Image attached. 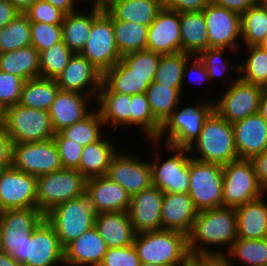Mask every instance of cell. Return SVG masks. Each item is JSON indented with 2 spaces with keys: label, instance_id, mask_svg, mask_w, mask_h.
<instances>
[{
  "label": "cell",
  "instance_id": "25",
  "mask_svg": "<svg viewBox=\"0 0 267 266\" xmlns=\"http://www.w3.org/2000/svg\"><path fill=\"white\" fill-rule=\"evenodd\" d=\"M198 210L188 193H164L161 229L190 232Z\"/></svg>",
  "mask_w": 267,
  "mask_h": 266
},
{
  "label": "cell",
  "instance_id": "46",
  "mask_svg": "<svg viewBox=\"0 0 267 266\" xmlns=\"http://www.w3.org/2000/svg\"><path fill=\"white\" fill-rule=\"evenodd\" d=\"M74 53L62 41L39 53L40 77L55 79L68 65Z\"/></svg>",
  "mask_w": 267,
  "mask_h": 266
},
{
  "label": "cell",
  "instance_id": "26",
  "mask_svg": "<svg viewBox=\"0 0 267 266\" xmlns=\"http://www.w3.org/2000/svg\"><path fill=\"white\" fill-rule=\"evenodd\" d=\"M107 249L97 229L92 227L64 248V266H99Z\"/></svg>",
  "mask_w": 267,
  "mask_h": 266
},
{
  "label": "cell",
  "instance_id": "3",
  "mask_svg": "<svg viewBox=\"0 0 267 266\" xmlns=\"http://www.w3.org/2000/svg\"><path fill=\"white\" fill-rule=\"evenodd\" d=\"M191 158L204 163L228 164L239 159L232 123L215 111L206 119L199 137L188 148ZM193 151L196 156L193 155Z\"/></svg>",
  "mask_w": 267,
  "mask_h": 266
},
{
  "label": "cell",
  "instance_id": "43",
  "mask_svg": "<svg viewBox=\"0 0 267 266\" xmlns=\"http://www.w3.org/2000/svg\"><path fill=\"white\" fill-rule=\"evenodd\" d=\"M140 126L147 140H156L161 124L153 116L145 93L131 96L130 126Z\"/></svg>",
  "mask_w": 267,
  "mask_h": 266
},
{
  "label": "cell",
  "instance_id": "8",
  "mask_svg": "<svg viewBox=\"0 0 267 266\" xmlns=\"http://www.w3.org/2000/svg\"><path fill=\"white\" fill-rule=\"evenodd\" d=\"M188 194L198 211L223 207V166L189 160Z\"/></svg>",
  "mask_w": 267,
  "mask_h": 266
},
{
  "label": "cell",
  "instance_id": "29",
  "mask_svg": "<svg viewBox=\"0 0 267 266\" xmlns=\"http://www.w3.org/2000/svg\"><path fill=\"white\" fill-rule=\"evenodd\" d=\"M104 125L116 130L130 126L131 95L112 92L103 82L95 100ZM119 125V126H118Z\"/></svg>",
  "mask_w": 267,
  "mask_h": 266
},
{
  "label": "cell",
  "instance_id": "13",
  "mask_svg": "<svg viewBox=\"0 0 267 266\" xmlns=\"http://www.w3.org/2000/svg\"><path fill=\"white\" fill-rule=\"evenodd\" d=\"M12 166L34 177L63 169L53 138L45 141L13 143Z\"/></svg>",
  "mask_w": 267,
  "mask_h": 266
},
{
  "label": "cell",
  "instance_id": "11",
  "mask_svg": "<svg viewBox=\"0 0 267 266\" xmlns=\"http://www.w3.org/2000/svg\"><path fill=\"white\" fill-rule=\"evenodd\" d=\"M214 102V111L229 123H235L258 113L264 88L237 77Z\"/></svg>",
  "mask_w": 267,
  "mask_h": 266
},
{
  "label": "cell",
  "instance_id": "69",
  "mask_svg": "<svg viewBox=\"0 0 267 266\" xmlns=\"http://www.w3.org/2000/svg\"><path fill=\"white\" fill-rule=\"evenodd\" d=\"M256 5L259 6H266L267 5V0H255Z\"/></svg>",
  "mask_w": 267,
  "mask_h": 266
},
{
  "label": "cell",
  "instance_id": "42",
  "mask_svg": "<svg viewBox=\"0 0 267 266\" xmlns=\"http://www.w3.org/2000/svg\"><path fill=\"white\" fill-rule=\"evenodd\" d=\"M231 260L242 262L246 266L267 265V238L243 239L237 238L227 252Z\"/></svg>",
  "mask_w": 267,
  "mask_h": 266
},
{
  "label": "cell",
  "instance_id": "16",
  "mask_svg": "<svg viewBox=\"0 0 267 266\" xmlns=\"http://www.w3.org/2000/svg\"><path fill=\"white\" fill-rule=\"evenodd\" d=\"M204 14L209 48L240 50L241 16L212 2L202 11Z\"/></svg>",
  "mask_w": 267,
  "mask_h": 266
},
{
  "label": "cell",
  "instance_id": "30",
  "mask_svg": "<svg viewBox=\"0 0 267 266\" xmlns=\"http://www.w3.org/2000/svg\"><path fill=\"white\" fill-rule=\"evenodd\" d=\"M163 7V0H116L105 11L115 20L149 27Z\"/></svg>",
  "mask_w": 267,
  "mask_h": 266
},
{
  "label": "cell",
  "instance_id": "18",
  "mask_svg": "<svg viewBox=\"0 0 267 266\" xmlns=\"http://www.w3.org/2000/svg\"><path fill=\"white\" fill-rule=\"evenodd\" d=\"M37 207L36 177L13 166L0 170V212Z\"/></svg>",
  "mask_w": 267,
  "mask_h": 266
},
{
  "label": "cell",
  "instance_id": "5",
  "mask_svg": "<svg viewBox=\"0 0 267 266\" xmlns=\"http://www.w3.org/2000/svg\"><path fill=\"white\" fill-rule=\"evenodd\" d=\"M96 213L86 194L65 201L45 214L63 248L94 227Z\"/></svg>",
  "mask_w": 267,
  "mask_h": 266
},
{
  "label": "cell",
  "instance_id": "20",
  "mask_svg": "<svg viewBox=\"0 0 267 266\" xmlns=\"http://www.w3.org/2000/svg\"><path fill=\"white\" fill-rule=\"evenodd\" d=\"M146 49L161 55L182 52L179 12L163 7L148 27Z\"/></svg>",
  "mask_w": 267,
  "mask_h": 266
},
{
  "label": "cell",
  "instance_id": "50",
  "mask_svg": "<svg viewBox=\"0 0 267 266\" xmlns=\"http://www.w3.org/2000/svg\"><path fill=\"white\" fill-rule=\"evenodd\" d=\"M25 80L0 71V106L7 109L19 103Z\"/></svg>",
  "mask_w": 267,
  "mask_h": 266
},
{
  "label": "cell",
  "instance_id": "23",
  "mask_svg": "<svg viewBox=\"0 0 267 266\" xmlns=\"http://www.w3.org/2000/svg\"><path fill=\"white\" fill-rule=\"evenodd\" d=\"M232 125L239 159L251 160L267 150V121L259 113Z\"/></svg>",
  "mask_w": 267,
  "mask_h": 266
},
{
  "label": "cell",
  "instance_id": "40",
  "mask_svg": "<svg viewBox=\"0 0 267 266\" xmlns=\"http://www.w3.org/2000/svg\"><path fill=\"white\" fill-rule=\"evenodd\" d=\"M102 127L105 130L104 122L97 111L92 112L84 119L77 123L68 126L60 131V133L68 139H71L75 143H79L83 147L92 144L100 140L102 136Z\"/></svg>",
  "mask_w": 267,
  "mask_h": 266
},
{
  "label": "cell",
  "instance_id": "28",
  "mask_svg": "<svg viewBox=\"0 0 267 266\" xmlns=\"http://www.w3.org/2000/svg\"><path fill=\"white\" fill-rule=\"evenodd\" d=\"M264 196L235 208L238 238H267V202Z\"/></svg>",
  "mask_w": 267,
  "mask_h": 266
},
{
  "label": "cell",
  "instance_id": "15",
  "mask_svg": "<svg viewBox=\"0 0 267 266\" xmlns=\"http://www.w3.org/2000/svg\"><path fill=\"white\" fill-rule=\"evenodd\" d=\"M102 73L121 59L113 33L112 17L105 11L93 21L91 33L80 52Z\"/></svg>",
  "mask_w": 267,
  "mask_h": 266
},
{
  "label": "cell",
  "instance_id": "39",
  "mask_svg": "<svg viewBox=\"0 0 267 266\" xmlns=\"http://www.w3.org/2000/svg\"><path fill=\"white\" fill-rule=\"evenodd\" d=\"M247 57L239 64L238 77L245 82L267 88V49L245 46Z\"/></svg>",
  "mask_w": 267,
  "mask_h": 266
},
{
  "label": "cell",
  "instance_id": "41",
  "mask_svg": "<svg viewBox=\"0 0 267 266\" xmlns=\"http://www.w3.org/2000/svg\"><path fill=\"white\" fill-rule=\"evenodd\" d=\"M266 33V6H252L241 15V42L244 46H258Z\"/></svg>",
  "mask_w": 267,
  "mask_h": 266
},
{
  "label": "cell",
  "instance_id": "68",
  "mask_svg": "<svg viewBox=\"0 0 267 266\" xmlns=\"http://www.w3.org/2000/svg\"><path fill=\"white\" fill-rule=\"evenodd\" d=\"M258 46L263 48V49H267V33H266L265 37L263 38L262 42Z\"/></svg>",
  "mask_w": 267,
  "mask_h": 266
},
{
  "label": "cell",
  "instance_id": "7",
  "mask_svg": "<svg viewBox=\"0 0 267 266\" xmlns=\"http://www.w3.org/2000/svg\"><path fill=\"white\" fill-rule=\"evenodd\" d=\"M267 193L259 183L251 160L223 165V207L236 208Z\"/></svg>",
  "mask_w": 267,
  "mask_h": 266
},
{
  "label": "cell",
  "instance_id": "21",
  "mask_svg": "<svg viewBox=\"0 0 267 266\" xmlns=\"http://www.w3.org/2000/svg\"><path fill=\"white\" fill-rule=\"evenodd\" d=\"M164 192L151 186L131 197L128 214L136 234L161 230Z\"/></svg>",
  "mask_w": 267,
  "mask_h": 266
},
{
  "label": "cell",
  "instance_id": "70",
  "mask_svg": "<svg viewBox=\"0 0 267 266\" xmlns=\"http://www.w3.org/2000/svg\"><path fill=\"white\" fill-rule=\"evenodd\" d=\"M139 266H161V265H154V264L140 262Z\"/></svg>",
  "mask_w": 267,
  "mask_h": 266
},
{
  "label": "cell",
  "instance_id": "49",
  "mask_svg": "<svg viewBox=\"0 0 267 266\" xmlns=\"http://www.w3.org/2000/svg\"><path fill=\"white\" fill-rule=\"evenodd\" d=\"M31 46L39 53L63 41L62 25L30 22Z\"/></svg>",
  "mask_w": 267,
  "mask_h": 266
},
{
  "label": "cell",
  "instance_id": "1",
  "mask_svg": "<svg viewBox=\"0 0 267 266\" xmlns=\"http://www.w3.org/2000/svg\"><path fill=\"white\" fill-rule=\"evenodd\" d=\"M237 238L235 208L218 207L207 209L198 211L192 228L187 234V248L190 255L199 253H227ZM211 246H220L226 249V251L220 250L218 247L217 251H215Z\"/></svg>",
  "mask_w": 267,
  "mask_h": 266
},
{
  "label": "cell",
  "instance_id": "36",
  "mask_svg": "<svg viewBox=\"0 0 267 266\" xmlns=\"http://www.w3.org/2000/svg\"><path fill=\"white\" fill-rule=\"evenodd\" d=\"M60 88L55 79L32 78L24 82L19 105L49 111Z\"/></svg>",
  "mask_w": 267,
  "mask_h": 266
},
{
  "label": "cell",
  "instance_id": "2",
  "mask_svg": "<svg viewBox=\"0 0 267 266\" xmlns=\"http://www.w3.org/2000/svg\"><path fill=\"white\" fill-rule=\"evenodd\" d=\"M134 248L140 262L161 266H185L190 261L187 235L176 230L138 233Z\"/></svg>",
  "mask_w": 267,
  "mask_h": 266
},
{
  "label": "cell",
  "instance_id": "61",
  "mask_svg": "<svg viewBox=\"0 0 267 266\" xmlns=\"http://www.w3.org/2000/svg\"><path fill=\"white\" fill-rule=\"evenodd\" d=\"M54 7L60 9L65 14H69L78 10L79 7L76 0H44ZM77 5V6H76Z\"/></svg>",
  "mask_w": 267,
  "mask_h": 266
},
{
  "label": "cell",
  "instance_id": "17",
  "mask_svg": "<svg viewBox=\"0 0 267 266\" xmlns=\"http://www.w3.org/2000/svg\"><path fill=\"white\" fill-rule=\"evenodd\" d=\"M106 176L119 184L132 197L152 186L150 161L139 160L126 152H117L108 167Z\"/></svg>",
  "mask_w": 267,
  "mask_h": 266
},
{
  "label": "cell",
  "instance_id": "34",
  "mask_svg": "<svg viewBox=\"0 0 267 266\" xmlns=\"http://www.w3.org/2000/svg\"><path fill=\"white\" fill-rule=\"evenodd\" d=\"M155 76L132 73L121 60L103 73L102 82L112 91L127 95L145 93Z\"/></svg>",
  "mask_w": 267,
  "mask_h": 266
},
{
  "label": "cell",
  "instance_id": "38",
  "mask_svg": "<svg viewBox=\"0 0 267 266\" xmlns=\"http://www.w3.org/2000/svg\"><path fill=\"white\" fill-rule=\"evenodd\" d=\"M112 22L116 46L121 56L146 49L148 39L147 26L113 18Z\"/></svg>",
  "mask_w": 267,
  "mask_h": 266
},
{
  "label": "cell",
  "instance_id": "27",
  "mask_svg": "<svg viewBox=\"0 0 267 266\" xmlns=\"http://www.w3.org/2000/svg\"><path fill=\"white\" fill-rule=\"evenodd\" d=\"M94 227L108 248H122L134 243L136 232L128 212L98 213Z\"/></svg>",
  "mask_w": 267,
  "mask_h": 266
},
{
  "label": "cell",
  "instance_id": "37",
  "mask_svg": "<svg viewBox=\"0 0 267 266\" xmlns=\"http://www.w3.org/2000/svg\"><path fill=\"white\" fill-rule=\"evenodd\" d=\"M151 112L163 125L182 100V88H171L152 82L145 91Z\"/></svg>",
  "mask_w": 267,
  "mask_h": 266
},
{
  "label": "cell",
  "instance_id": "10",
  "mask_svg": "<svg viewBox=\"0 0 267 266\" xmlns=\"http://www.w3.org/2000/svg\"><path fill=\"white\" fill-rule=\"evenodd\" d=\"M5 129L13 143L45 141L55 134L47 111L19 104L5 109Z\"/></svg>",
  "mask_w": 267,
  "mask_h": 266
},
{
  "label": "cell",
  "instance_id": "67",
  "mask_svg": "<svg viewBox=\"0 0 267 266\" xmlns=\"http://www.w3.org/2000/svg\"><path fill=\"white\" fill-rule=\"evenodd\" d=\"M77 1V3H81V2H86V4L88 3H90V4H92L90 7H93V8H97V0H76Z\"/></svg>",
  "mask_w": 267,
  "mask_h": 266
},
{
  "label": "cell",
  "instance_id": "57",
  "mask_svg": "<svg viewBox=\"0 0 267 266\" xmlns=\"http://www.w3.org/2000/svg\"><path fill=\"white\" fill-rule=\"evenodd\" d=\"M13 141L4 128L0 130V170L12 166Z\"/></svg>",
  "mask_w": 267,
  "mask_h": 266
},
{
  "label": "cell",
  "instance_id": "56",
  "mask_svg": "<svg viewBox=\"0 0 267 266\" xmlns=\"http://www.w3.org/2000/svg\"><path fill=\"white\" fill-rule=\"evenodd\" d=\"M163 1L165 8L177 11L179 13L203 11L212 2V0H163Z\"/></svg>",
  "mask_w": 267,
  "mask_h": 266
},
{
  "label": "cell",
  "instance_id": "14",
  "mask_svg": "<svg viewBox=\"0 0 267 266\" xmlns=\"http://www.w3.org/2000/svg\"><path fill=\"white\" fill-rule=\"evenodd\" d=\"M64 265V248L53 226L44 218L22 245V266Z\"/></svg>",
  "mask_w": 267,
  "mask_h": 266
},
{
  "label": "cell",
  "instance_id": "32",
  "mask_svg": "<svg viewBox=\"0 0 267 266\" xmlns=\"http://www.w3.org/2000/svg\"><path fill=\"white\" fill-rule=\"evenodd\" d=\"M75 11L66 14L62 22L63 42L73 53H80L91 33L93 21L103 12L93 8L91 12Z\"/></svg>",
  "mask_w": 267,
  "mask_h": 266
},
{
  "label": "cell",
  "instance_id": "4",
  "mask_svg": "<svg viewBox=\"0 0 267 266\" xmlns=\"http://www.w3.org/2000/svg\"><path fill=\"white\" fill-rule=\"evenodd\" d=\"M190 105L193 106H186L181 109L179 105L177 106L161 126L157 139L150 140L153 146L161 145L160 142L163 140L165 141L164 144L177 148H189L193 144L199 137L206 119L214 111V102L213 100H201Z\"/></svg>",
  "mask_w": 267,
  "mask_h": 266
},
{
  "label": "cell",
  "instance_id": "64",
  "mask_svg": "<svg viewBox=\"0 0 267 266\" xmlns=\"http://www.w3.org/2000/svg\"><path fill=\"white\" fill-rule=\"evenodd\" d=\"M258 113L267 121V88H264L261 95Z\"/></svg>",
  "mask_w": 267,
  "mask_h": 266
},
{
  "label": "cell",
  "instance_id": "44",
  "mask_svg": "<svg viewBox=\"0 0 267 266\" xmlns=\"http://www.w3.org/2000/svg\"><path fill=\"white\" fill-rule=\"evenodd\" d=\"M191 56L185 52L161 55L154 82L171 88H182L183 70Z\"/></svg>",
  "mask_w": 267,
  "mask_h": 266
},
{
  "label": "cell",
  "instance_id": "51",
  "mask_svg": "<svg viewBox=\"0 0 267 266\" xmlns=\"http://www.w3.org/2000/svg\"><path fill=\"white\" fill-rule=\"evenodd\" d=\"M23 14L30 22L62 24L65 13L49 2L37 0Z\"/></svg>",
  "mask_w": 267,
  "mask_h": 266
},
{
  "label": "cell",
  "instance_id": "35",
  "mask_svg": "<svg viewBox=\"0 0 267 266\" xmlns=\"http://www.w3.org/2000/svg\"><path fill=\"white\" fill-rule=\"evenodd\" d=\"M0 71L25 81L40 77L39 52L33 46L0 53Z\"/></svg>",
  "mask_w": 267,
  "mask_h": 266
},
{
  "label": "cell",
  "instance_id": "52",
  "mask_svg": "<svg viewBox=\"0 0 267 266\" xmlns=\"http://www.w3.org/2000/svg\"><path fill=\"white\" fill-rule=\"evenodd\" d=\"M53 140L57 146L63 169L78 170L83 146L65 138L60 132L54 134Z\"/></svg>",
  "mask_w": 267,
  "mask_h": 266
},
{
  "label": "cell",
  "instance_id": "71",
  "mask_svg": "<svg viewBox=\"0 0 267 266\" xmlns=\"http://www.w3.org/2000/svg\"><path fill=\"white\" fill-rule=\"evenodd\" d=\"M185 266H195L191 261H189Z\"/></svg>",
  "mask_w": 267,
  "mask_h": 266
},
{
  "label": "cell",
  "instance_id": "6",
  "mask_svg": "<svg viewBox=\"0 0 267 266\" xmlns=\"http://www.w3.org/2000/svg\"><path fill=\"white\" fill-rule=\"evenodd\" d=\"M87 179L73 169H61L36 177L37 208L45 215L52 208L86 192Z\"/></svg>",
  "mask_w": 267,
  "mask_h": 266
},
{
  "label": "cell",
  "instance_id": "12",
  "mask_svg": "<svg viewBox=\"0 0 267 266\" xmlns=\"http://www.w3.org/2000/svg\"><path fill=\"white\" fill-rule=\"evenodd\" d=\"M165 148L168 153H172L170 156L165 160L158 156L150 162L152 185L164 193H188L189 160L191 159L188 148H177L167 144Z\"/></svg>",
  "mask_w": 267,
  "mask_h": 266
},
{
  "label": "cell",
  "instance_id": "22",
  "mask_svg": "<svg viewBox=\"0 0 267 266\" xmlns=\"http://www.w3.org/2000/svg\"><path fill=\"white\" fill-rule=\"evenodd\" d=\"M96 214L102 212H128L131 196L107 176L88 178L86 192Z\"/></svg>",
  "mask_w": 267,
  "mask_h": 266
},
{
  "label": "cell",
  "instance_id": "33",
  "mask_svg": "<svg viewBox=\"0 0 267 266\" xmlns=\"http://www.w3.org/2000/svg\"><path fill=\"white\" fill-rule=\"evenodd\" d=\"M180 35L182 52L198 55L209 48L207 26L202 11L180 13Z\"/></svg>",
  "mask_w": 267,
  "mask_h": 266
},
{
  "label": "cell",
  "instance_id": "58",
  "mask_svg": "<svg viewBox=\"0 0 267 266\" xmlns=\"http://www.w3.org/2000/svg\"><path fill=\"white\" fill-rule=\"evenodd\" d=\"M212 3L233 11L240 16L250 7L255 6V0H212Z\"/></svg>",
  "mask_w": 267,
  "mask_h": 266
},
{
  "label": "cell",
  "instance_id": "60",
  "mask_svg": "<svg viewBox=\"0 0 267 266\" xmlns=\"http://www.w3.org/2000/svg\"><path fill=\"white\" fill-rule=\"evenodd\" d=\"M20 13L8 0H0V29H3Z\"/></svg>",
  "mask_w": 267,
  "mask_h": 266
},
{
  "label": "cell",
  "instance_id": "65",
  "mask_svg": "<svg viewBox=\"0 0 267 266\" xmlns=\"http://www.w3.org/2000/svg\"><path fill=\"white\" fill-rule=\"evenodd\" d=\"M114 1L116 0H97V8L105 10Z\"/></svg>",
  "mask_w": 267,
  "mask_h": 266
},
{
  "label": "cell",
  "instance_id": "54",
  "mask_svg": "<svg viewBox=\"0 0 267 266\" xmlns=\"http://www.w3.org/2000/svg\"><path fill=\"white\" fill-rule=\"evenodd\" d=\"M192 59V60H191ZM196 73V74H195ZM194 75H197L196 78ZM196 82H194V80ZM186 78H189V82H193L195 85H202L205 83H212V81L209 80V74L207 72V69L205 68L203 62L199 59L197 55H192L185 64L184 70H183V81H182V95L183 90L186 82ZM192 79V80H191ZM209 81V82H208Z\"/></svg>",
  "mask_w": 267,
  "mask_h": 266
},
{
  "label": "cell",
  "instance_id": "59",
  "mask_svg": "<svg viewBox=\"0 0 267 266\" xmlns=\"http://www.w3.org/2000/svg\"><path fill=\"white\" fill-rule=\"evenodd\" d=\"M259 183L267 191V150L251 159Z\"/></svg>",
  "mask_w": 267,
  "mask_h": 266
},
{
  "label": "cell",
  "instance_id": "55",
  "mask_svg": "<svg viewBox=\"0 0 267 266\" xmlns=\"http://www.w3.org/2000/svg\"><path fill=\"white\" fill-rule=\"evenodd\" d=\"M195 266H234L227 253H199L190 255Z\"/></svg>",
  "mask_w": 267,
  "mask_h": 266
},
{
  "label": "cell",
  "instance_id": "9",
  "mask_svg": "<svg viewBox=\"0 0 267 266\" xmlns=\"http://www.w3.org/2000/svg\"><path fill=\"white\" fill-rule=\"evenodd\" d=\"M45 218L37 208L8 209L0 212V251L22 265V245Z\"/></svg>",
  "mask_w": 267,
  "mask_h": 266
},
{
  "label": "cell",
  "instance_id": "53",
  "mask_svg": "<svg viewBox=\"0 0 267 266\" xmlns=\"http://www.w3.org/2000/svg\"><path fill=\"white\" fill-rule=\"evenodd\" d=\"M140 259L131 244L122 248H108L99 266H139Z\"/></svg>",
  "mask_w": 267,
  "mask_h": 266
},
{
  "label": "cell",
  "instance_id": "62",
  "mask_svg": "<svg viewBox=\"0 0 267 266\" xmlns=\"http://www.w3.org/2000/svg\"><path fill=\"white\" fill-rule=\"evenodd\" d=\"M19 12L23 13L37 0H8Z\"/></svg>",
  "mask_w": 267,
  "mask_h": 266
},
{
  "label": "cell",
  "instance_id": "24",
  "mask_svg": "<svg viewBox=\"0 0 267 266\" xmlns=\"http://www.w3.org/2000/svg\"><path fill=\"white\" fill-rule=\"evenodd\" d=\"M91 99L85 94L59 90L48 111L54 132L58 133L86 118L93 110L88 108Z\"/></svg>",
  "mask_w": 267,
  "mask_h": 266
},
{
  "label": "cell",
  "instance_id": "45",
  "mask_svg": "<svg viewBox=\"0 0 267 266\" xmlns=\"http://www.w3.org/2000/svg\"><path fill=\"white\" fill-rule=\"evenodd\" d=\"M31 46L30 21L20 13L2 29L0 53Z\"/></svg>",
  "mask_w": 267,
  "mask_h": 266
},
{
  "label": "cell",
  "instance_id": "66",
  "mask_svg": "<svg viewBox=\"0 0 267 266\" xmlns=\"http://www.w3.org/2000/svg\"><path fill=\"white\" fill-rule=\"evenodd\" d=\"M5 128V109L0 106V130Z\"/></svg>",
  "mask_w": 267,
  "mask_h": 266
},
{
  "label": "cell",
  "instance_id": "63",
  "mask_svg": "<svg viewBox=\"0 0 267 266\" xmlns=\"http://www.w3.org/2000/svg\"><path fill=\"white\" fill-rule=\"evenodd\" d=\"M0 266H22L12 256L0 251Z\"/></svg>",
  "mask_w": 267,
  "mask_h": 266
},
{
  "label": "cell",
  "instance_id": "47",
  "mask_svg": "<svg viewBox=\"0 0 267 266\" xmlns=\"http://www.w3.org/2000/svg\"><path fill=\"white\" fill-rule=\"evenodd\" d=\"M228 50V51H227ZM232 52L233 55H235L234 53H238L235 50L232 49H227V48H208L204 51H201L197 56L199 57V59L203 62L205 68L207 69V72L209 74V80H214L217 77L222 78L223 76L226 77L224 78V82H228L231 80L232 78V82L233 81V76L228 74V71H232L233 69H235L234 73L239 75V63L238 64H234L230 65V58L229 57H223V55H225V52ZM227 71V72H225ZM230 77V78H229ZM228 78V79H227ZM227 80V81H225Z\"/></svg>",
  "mask_w": 267,
  "mask_h": 266
},
{
  "label": "cell",
  "instance_id": "31",
  "mask_svg": "<svg viewBox=\"0 0 267 266\" xmlns=\"http://www.w3.org/2000/svg\"><path fill=\"white\" fill-rule=\"evenodd\" d=\"M105 136L82 149L78 171L86 179L106 176L111 160L119 150L113 140H108L107 137L104 138Z\"/></svg>",
  "mask_w": 267,
  "mask_h": 266
},
{
  "label": "cell",
  "instance_id": "19",
  "mask_svg": "<svg viewBox=\"0 0 267 266\" xmlns=\"http://www.w3.org/2000/svg\"><path fill=\"white\" fill-rule=\"evenodd\" d=\"M103 73L80 53H74L63 72L55 78L62 91L77 92L96 100Z\"/></svg>",
  "mask_w": 267,
  "mask_h": 266
},
{
  "label": "cell",
  "instance_id": "48",
  "mask_svg": "<svg viewBox=\"0 0 267 266\" xmlns=\"http://www.w3.org/2000/svg\"><path fill=\"white\" fill-rule=\"evenodd\" d=\"M120 60L136 75L155 76L161 54L145 49L123 55Z\"/></svg>",
  "mask_w": 267,
  "mask_h": 266
}]
</instances>
